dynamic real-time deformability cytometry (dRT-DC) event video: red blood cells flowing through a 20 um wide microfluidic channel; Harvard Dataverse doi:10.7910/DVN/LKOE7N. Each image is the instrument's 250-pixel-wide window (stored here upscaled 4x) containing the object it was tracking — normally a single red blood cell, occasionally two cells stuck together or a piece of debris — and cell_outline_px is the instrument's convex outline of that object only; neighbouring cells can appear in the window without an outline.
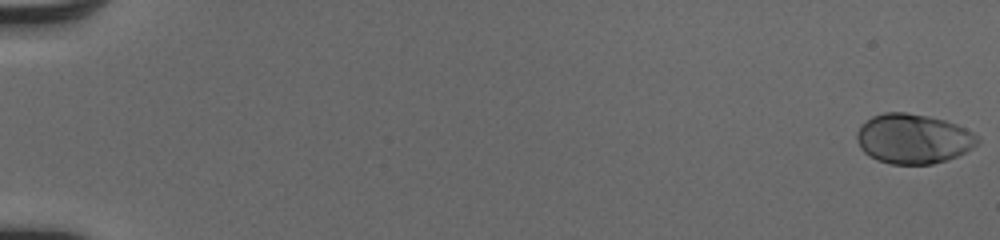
{"species": "human", "species_latin": "Homo sapiens", "temperature_condition": "cold", "stored_images_in_passage": 53, "camera_frame_rate_fps": 3000, "um_per_image_px": 0.085, "donor": {"sex": "male"}, "frame": {"image": 1, "passage_image": 1, "time_ms": 0.0, "image_size_px": [1000, 240], "cell_outline_px": [[980, 140], [972, 148], [956, 156], [932, 164], [892, 164], [876, 160], [868, 156], [860, 148], [856, 140], [856, 132], [860, 124], [872, 116], [884, 112], [904, 112], [928, 116], [944, 120], [956, 124], [980, 136]], "centroid_in_image_um": [77.58, 11.79], "position_along_channel_um": 7.4, "area_um2": 35.14}}
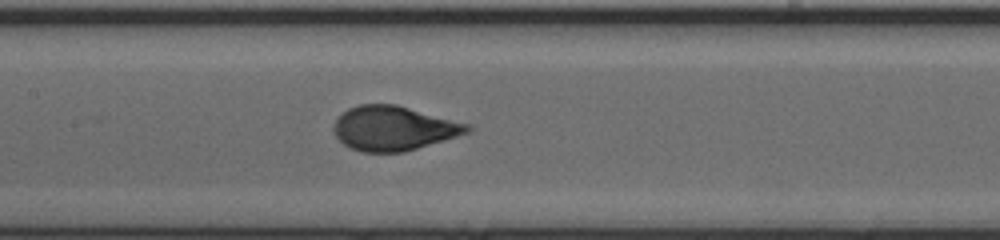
{"frame": {"image": 2, "passage_image": 28, "time_ms": 9.0, "image_size_px": [1000, 240], "cell_outline_px": [[472, 128], [468, 132], [444, 140], [404, 152], [360, 152], [348, 148], [336, 136], [332, 128], [336, 120], [348, 108], [360, 104], [396, 104], [472, 124]], "centroid_in_image_um": [33.46, 10.9], "position_along_channel_um": 173.9, "area_um2": 34.68}}
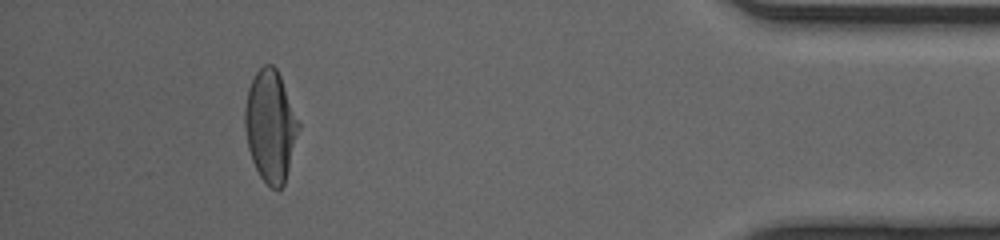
{"frame": {"image": 3, "passage_image": 49, "time_ms": 16.0, "image_size_px": [1000, 240], "cell_outline_px": [[300, 128], [284, 184], [276, 192], [260, 176], [252, 160], [248, 148], [244, 124], [244, 108], [248, 88], [256, 72], [264, 64], [272, 64], [276, 68], [280, 76], [300, 124]], "centroid_in_image_um": [22.98, 10.71], "position_along_channel_um": 412.2, "area_um2": 34.74}, "authors_computed_cell_mechanics": {"area_um2": 34.7378, "velocity_mm_per_s": 4.0958, "shape_relaxation_time_tau1_ms": 3.193, "shape_relaxation_time_tau2_ms": null, "deformation_change_tau1": 0.1672, "deformation_change_tau2": null}}